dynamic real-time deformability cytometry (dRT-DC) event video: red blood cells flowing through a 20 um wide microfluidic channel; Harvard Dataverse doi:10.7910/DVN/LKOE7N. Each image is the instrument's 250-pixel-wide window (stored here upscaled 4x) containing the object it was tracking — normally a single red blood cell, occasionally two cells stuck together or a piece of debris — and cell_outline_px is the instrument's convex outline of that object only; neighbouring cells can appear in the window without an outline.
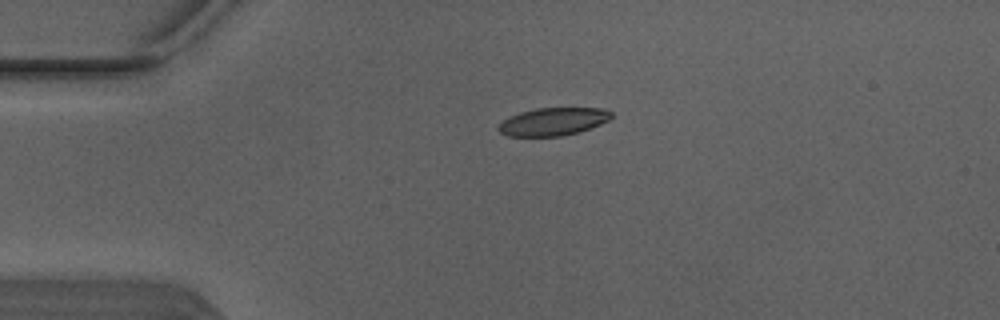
{"species": "Egyptian fruit bat (a non-hibernating species)", "species_latin": "Rousettus aegyptiacus", "temperature_condition": "warm", "stored_images_in_passage": 2, "camera_frame_rate_fps": 3000, "um_per_image_px": 0.085, "animal": {"sex": "male"}, "frame": {"image": 1, "passage_image": 1, "time_ms": 0.0, "image_size_px": [1000, 320], "cell_outline_px": [[612, 116], [608, 120], [600, 124], [580, 132], [560, 136], [508, 136], [500, 132], [496, 128], [508, 116], [520, 112], [536, 108], [604, 108], [612, 112]], "centroid_in_image_um": [47.01, 10.33], "position_along_channel_um": 38.0, "area_um2": 18.32}}